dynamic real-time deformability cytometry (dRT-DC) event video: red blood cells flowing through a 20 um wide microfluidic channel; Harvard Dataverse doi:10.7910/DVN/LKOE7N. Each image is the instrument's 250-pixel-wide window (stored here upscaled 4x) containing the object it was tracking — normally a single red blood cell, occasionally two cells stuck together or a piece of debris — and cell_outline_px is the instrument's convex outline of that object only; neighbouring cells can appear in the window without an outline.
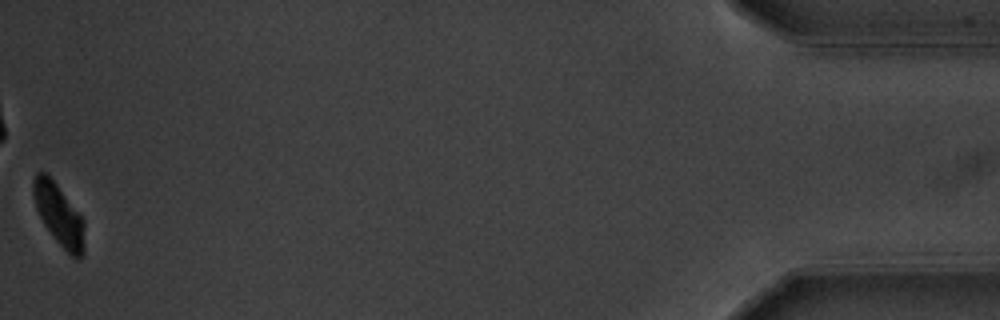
{"species": "common noctule bat (a hibernating species)", "species_latin": "Nyctalus noctula", "temperature_condition": "warm", "stored_images_in_passage": 58, "camera_frame_rate_fps": 3000, "um_per_image_px": 0.085, "animal": {"sex": "male", "body_mass_g": 20.1, "forearm_length_mm": 53.5}, "frame": {"image": 1, "passage_image": 58, "time_ms": 19.0, "image_size_px": [1000, 320], "cell_outline_px": [[84, 256], [76, 260], [56, 240], [44, 224], [36, 208], [32, 192], [32, 180], [36, 172], [44, 172], [56, 184], [84, 220]], "centroid_in_image_um": [5.0, 18.27], "position_along_channel_um": 430.2, "area_um2": 18.09}, "authors_computed_cell_mechanics": {"area_um2": 20.6924, "velocity_mm_per_s": 3.6328, "shape_relaxation_time_tau1_ms": 1.5425, "shape_relaxation_time_tau2_ms": null, "deformation_change_tau1": 0.1124, "deformation_change_tau2": null}}